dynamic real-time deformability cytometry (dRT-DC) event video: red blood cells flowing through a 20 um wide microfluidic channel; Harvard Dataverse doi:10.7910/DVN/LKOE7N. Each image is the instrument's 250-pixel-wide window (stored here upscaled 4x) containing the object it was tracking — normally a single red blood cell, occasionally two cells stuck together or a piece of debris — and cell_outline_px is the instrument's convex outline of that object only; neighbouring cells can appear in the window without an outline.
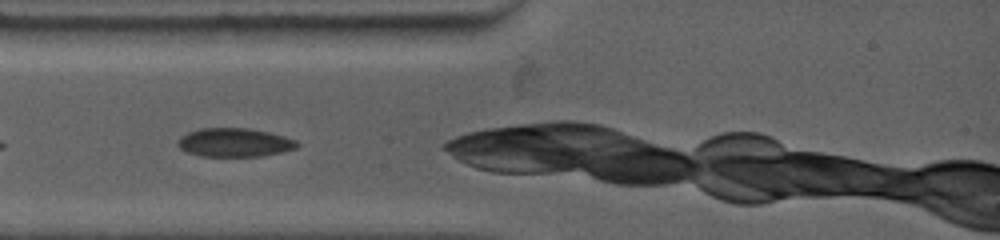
{"species": "common noctule bat (a hibernating species)", "species_latin": "Nyctalus noctula", "temperature_condition": "warm", "stored_images_in_passage": 10, "camera_frame_rate_fps": 4500, "um_per_image_px": 0.085, "animal": {"sex": "female", "body_mass_g": 19.0, "forearm_length_mm": 53.3}, "frame": {"image": 1, "passage_image": 2, "time_ms": 0.444, "image_size_px": [1000, 240], "cell_outline_px": [[300, 144], [296, 148], [264, 156], [200, 156], [188, 152], [180, 148], [176, 144], [180, 136], [188, 132], [200, 128], [248, 128], [268, 132], [284, 136], [296, 140]], "centroid_in_image_um": [19.92, 12.11], "position_along_channel_um": 65.1, "area_um2": 19.94}}